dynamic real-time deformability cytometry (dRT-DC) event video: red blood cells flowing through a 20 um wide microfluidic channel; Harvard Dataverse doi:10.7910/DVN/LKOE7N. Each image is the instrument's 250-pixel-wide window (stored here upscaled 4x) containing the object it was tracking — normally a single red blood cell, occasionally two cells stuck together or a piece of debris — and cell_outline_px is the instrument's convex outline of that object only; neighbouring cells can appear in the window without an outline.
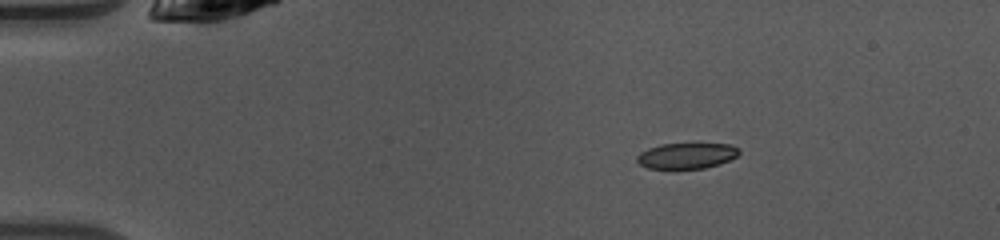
{"species": "common noctule bat (a hibernating species)", "species_latin": "Nyctalus noctula", "temperature_condition": "warm", "stored_images_in_passage": 41, "camera_frame_rate_fps": 3000, "um_per_image_px": 0.085, "animal": {"sex": "female", "body_mass_g": 10.0, "forearm_length_mm": 53.1}, "frame": {"image": 1, "passage_image": 1, "time_ms": 0.0, "image_size_px": [1000, 240], "cell_outline_px": [[740, 152], [736, 156], [720, 164], [704, 168], [648, 168], [640, 164], [636, 160], [636, 156], [640, 152], [648, 148], [660, 144], [732, 144], [740, 148]], "centroid_in_image_um": [58.37, 13.23], "position_along_channel_um": 26.6, "area_um2": 15.26}}
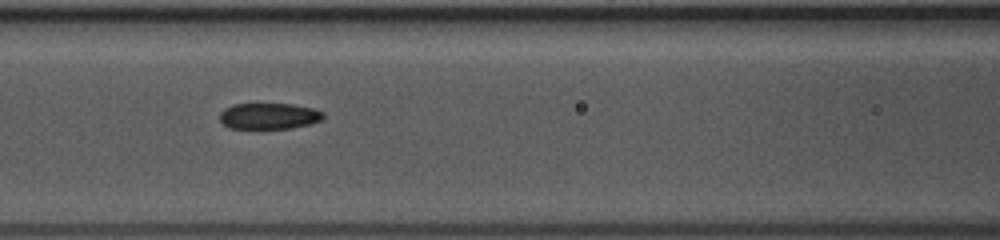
{"frame": {"image": 2, "passage_image": 14, "time_ms": 4.333, "image_size_px": [1000, 240], "cell_outline_px": [[324, 116], [320, 120], [308, 124], [288, 128], [228, 128], [220, 120], [220, 112], [224, 108], [232, 104], [292, 104], [312, 108], [324, 112]], "centroid_in_image_um": [22.83, 9.85], "position_along_channel_um": 143.8, "area_um2": 15.61}}
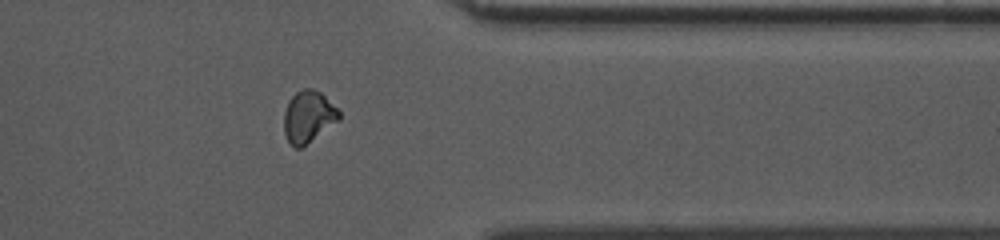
{"frame": {"image": 3, "passage_image": 32, "time_ms": 10.333, "image_size_px": [1000, 240], "cell_outline_px": [[340, 120], [300, 148], [296, 148], [288, 140], [284, 132], [284, 112], [288, 100], [296, 92], [304, 88], [312, 88], [320, 92], [340, 112]], "centroid_in_image_um": [26.2, 9.9], "position_along_channel_um": 385.2, "area_um2": 16.42}, "authors_computed_cell_mechanics": {"area_um2": 16.2418, "velocity_mm_per_s": 4.1385, "shape_relaxation_time_tau1_ms": 2.5382, "shape_relaxation_time_tau2_ms": 2.7224, "deformation_change_tau1": 0.1016, "deformation_change_tau2": 0.0808}}